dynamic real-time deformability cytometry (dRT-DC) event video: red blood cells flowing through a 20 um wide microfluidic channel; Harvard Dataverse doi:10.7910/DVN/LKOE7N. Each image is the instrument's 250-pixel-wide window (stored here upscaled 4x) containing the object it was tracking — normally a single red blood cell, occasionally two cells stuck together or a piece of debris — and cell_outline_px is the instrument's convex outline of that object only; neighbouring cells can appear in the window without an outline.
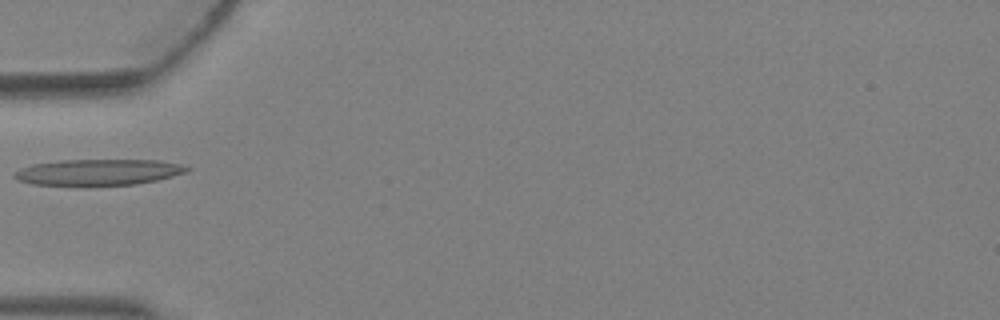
{"species": "Egyptian fruit bat (a non-hibernating species)", "species_latin": "Rousettus aegyptiacus", "temperature_condition": "warm", "stored_images_in_passage": 5, "camera_frame_rate_fps": 3000, "um_per_image_px": 0.085, "animal": {"sex": "female"}, "frame": {"image": 1, "passage_image": 5, "time_ms": 1.333, "image_size_px": [1000, 320], "cell_outline_px": [[192, 168], [188, 172], [156, 180], [136, 184], [32, 184], [20, 180], [12, 176], [12, 172], [20, 168], [32, 164], [60, 160], [160, 160], [180, 164]], "centroid_in_image_um": [8.37, 14.61], "position_along_channel_um": 76.6, "area_um2": 25.84}}